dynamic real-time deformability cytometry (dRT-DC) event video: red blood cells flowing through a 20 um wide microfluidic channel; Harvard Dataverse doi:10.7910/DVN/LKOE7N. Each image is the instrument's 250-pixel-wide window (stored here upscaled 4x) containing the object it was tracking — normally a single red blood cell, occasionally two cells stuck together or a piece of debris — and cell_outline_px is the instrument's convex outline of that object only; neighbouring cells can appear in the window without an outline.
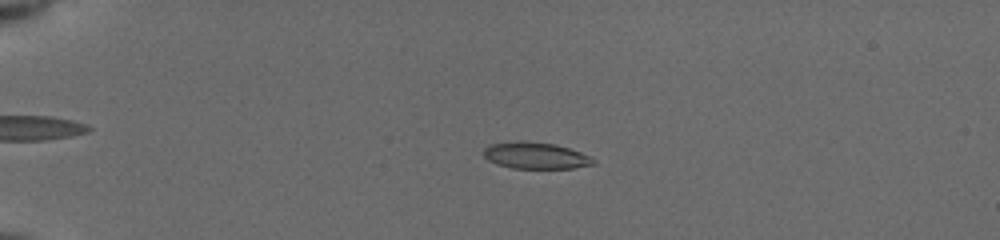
{"species": "common noctule bat (a hibernating species)", "species_latin": "Nyctalus noctula", "temperature_condition": "cold", "stored_images_in_passage": 54, "camera_frame_rate_fps": 3000, "um_per_image_px": 0.085, "animal": {"sex": "female", "body_mass_g": 19.5, "forearm_length_mm": 54.1}, "frame": {"image": 1, "passage_image": 14, "time_ms": 4.333, "image_size_px": [1000, 240], "cell_outline_px": [[596, 164], [572, 168], [512, 168], [496, 164], [488, 160], [484, 156], [484, 148], [488, 144], [520, 140], [556, 144], [592, 156], [596, 160]], "centroid_in_image_um": [45.53, 13.21], "position_along_channel_um": 39.5, "area_um2": 17.17}}
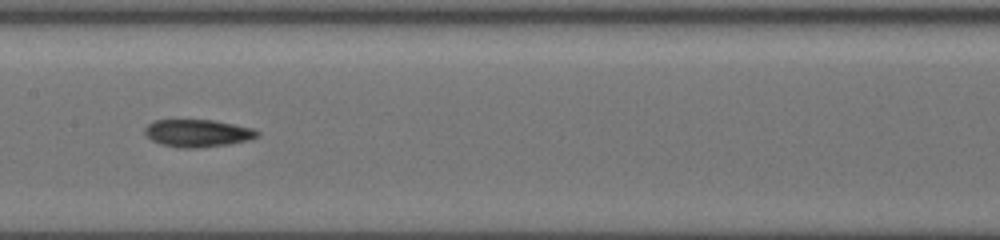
{"frame": {"image": 2, "passage_image": 30, "time_ms": 9.667, "image_size_px": [1000, 240], "cell_outline_px": [[260, 136], [248, 140], [228, 144], [200, 148], [180, 148], [160, 144], [152, 140], [144, 132], [144, 128], [148, 124], [156, 120], [212, 120], [252, 128], [260, 132]], "centroid_in_image_um": [16.8, 11.33], "position_along_channel_um": 190.6, "area_um2": 17.98}}
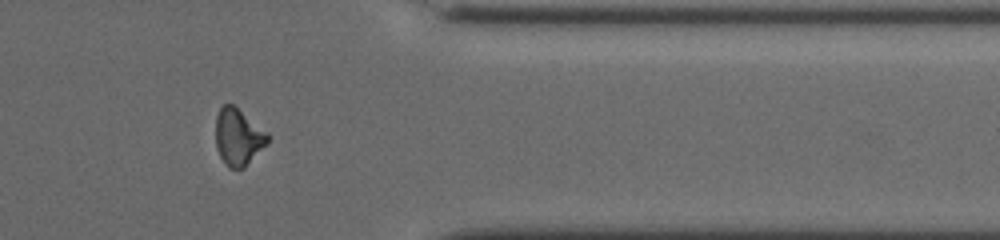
{"frame": {"image": 3, "passage_image": 46, "time_ms": 15.0, "image_size_px": [1000, 240], "cell_outline_px": [[268, 144], [244, 168], [228, 168], [224, 164], [216, 148], [216, 116], [220, 108], [224, 104], [232, 104], [268, 132]], "centroid_in_image_um": [20.25, 11.67], "position_along_channel_um": 391.1, "area_um2": 17.28}, "authors_computed_cell_mechanics": {"area_um2": 17.5712, "velocity_mm_per_s": 3.9274, "shape_relaxation_time_tau1_ms": 4.7011, "shape_relaxation_time_tau2_ms": 2.7844, "deformation_change_tau1": 0.1623, "deformation_change_tau2": 0.0915}}